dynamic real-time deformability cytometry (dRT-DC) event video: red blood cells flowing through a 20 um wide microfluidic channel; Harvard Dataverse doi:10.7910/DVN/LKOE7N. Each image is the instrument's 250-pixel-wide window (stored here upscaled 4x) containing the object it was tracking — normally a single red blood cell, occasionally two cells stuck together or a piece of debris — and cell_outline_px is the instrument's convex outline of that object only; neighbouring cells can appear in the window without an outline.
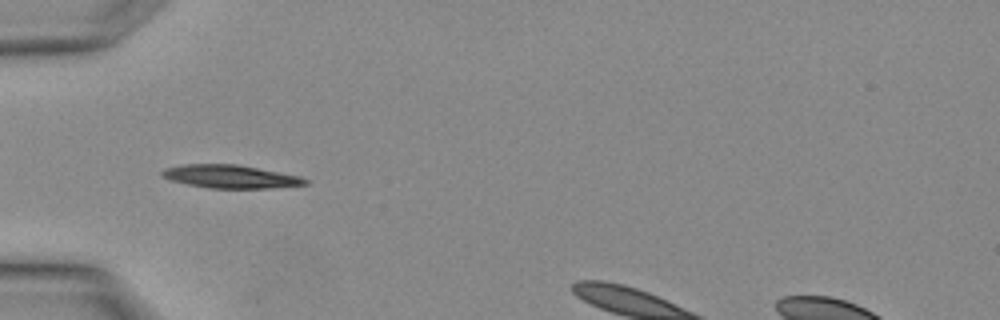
{"species": "Egyptian fruit bat (a non-hibernating species)", "species_latin": "Rousettus aegyptiacus", "temperature_condition": "warm", "stored_images_in_passage": 2, "segment_of_instrument_passage": [1, 2], "camera_frame_rate_fps": 3000, "um_per_image_px": 0.085, "animal": {"sex": "female"}, "frame": {"image": 1, "passage_image": 1, "time_ms": 0.0, "image_size_px": [1000, 320], "cell_outline_px": [[308, 184], [268, 188], [208, 188], [188, 184], [172, 180], [160, 176], [160, 172], [164, 168], [184, 164], [236, 164], [300, 176], [308, 180]], "centroid_in_image_um": [19.55, 15.0], "position_along_channel_um": 65.4, "area_um2": 19.19}}